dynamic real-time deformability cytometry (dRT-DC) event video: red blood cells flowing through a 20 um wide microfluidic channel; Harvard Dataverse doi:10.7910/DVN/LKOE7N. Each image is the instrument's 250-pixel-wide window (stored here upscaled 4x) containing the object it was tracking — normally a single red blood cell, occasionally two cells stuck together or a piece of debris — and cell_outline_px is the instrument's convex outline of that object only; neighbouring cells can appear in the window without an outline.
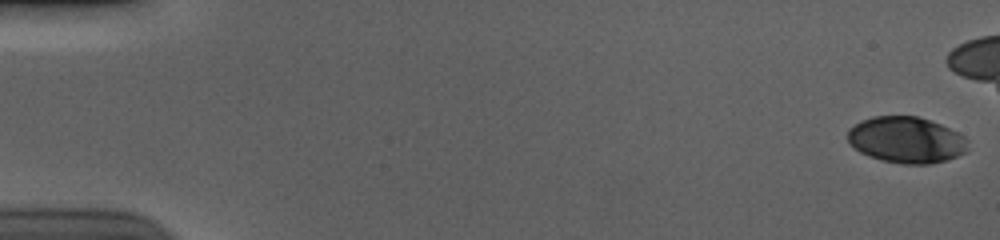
{"species": "human", "species_latin": "Homo sapiens", "temperature_condition": "cold", "stored_images_in_passage": 14, "camera_frame_rate_fps": 3000, "um_per_image_px": 0.085, "donor": {"sex": "male"}, "frame": {"image": 1, "passage_image": 1, "time_ms": 0.0, "image_size_px": [1000, 240], "cell_outline_px": [[968, 140], [964, 152], [956, 156], [944, 160], [928, 164], [904, 164], [884, 160], [860, 152], [848, 140], [848, 128], [860, 120], [872, 116], [916, 116], [940, 124], [964, 136]], "centroid_in_image_um": [77.01, 11.87], "position_along_channel_um": 8.0, "area_um2": 31.91}}